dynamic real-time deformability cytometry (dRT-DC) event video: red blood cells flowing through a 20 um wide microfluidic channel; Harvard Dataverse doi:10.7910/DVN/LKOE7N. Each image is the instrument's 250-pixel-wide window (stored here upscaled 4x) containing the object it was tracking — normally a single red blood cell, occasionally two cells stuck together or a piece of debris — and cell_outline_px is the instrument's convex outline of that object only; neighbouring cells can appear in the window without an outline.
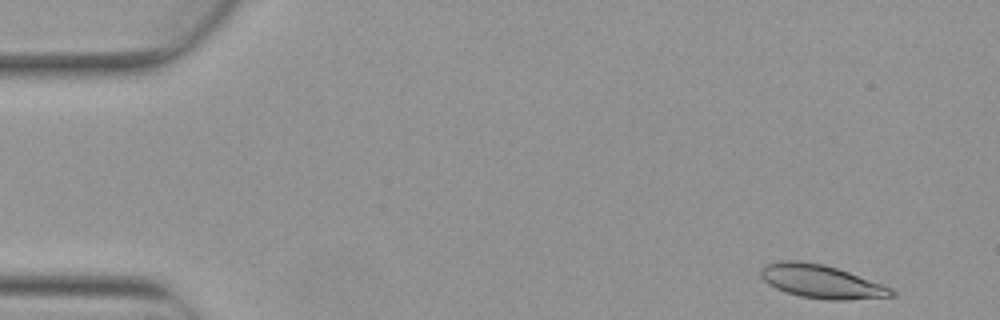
{"species": "Egyptian fruit bat (a non-hibernating species)", "species_latin": "Rousettus aegyptiacus", "temperature_condition": "warm", "stored_images_in_passage": 5, "camera_frame_rate_fps": 3000, "um_per_image_px": 0.085, "animal": {"sex": "female"}, "frame": {"image": 1, "passage_image": 1, "time_ms": 0.0, "image_size_px": [1000, 320], "cell_outline_px": [[896, 296], [844, 300], [824, 300], [800, 296], [784, 292], [768, 284], [760, 276], [760, 268], [764, 264], [780, 260], [800, 260], [824, 264], [848, 272], [892, 288], [896, 292]], "centroid_in_image_um": [69.76, 23.92], "position_along_channel_um": 15.2, "area_um2": 25.61}}
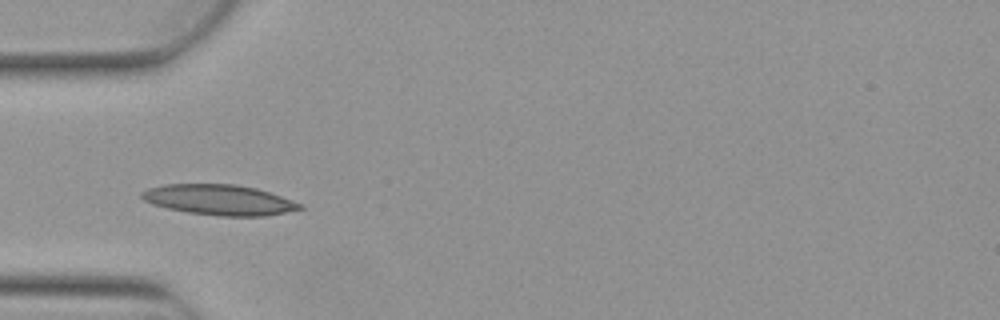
{"frame": {"image": 2, "passage_image": 4, "time_ms": 1.0, "image_size_px": [1000, 320], "cell_outline_px": [[304, 208], [264, 216], [220, 216], [188, 212], [168, 208], [152, 204], [144, 200], [140, 196], [140, 192], [148, 188], [164, 184], [236, 184], [256, 188], [304, 204]], "centroid_in_image_um": [18.61, 16.98], "position_along_channel_um": 66.4, "area_um2": 27.92}}
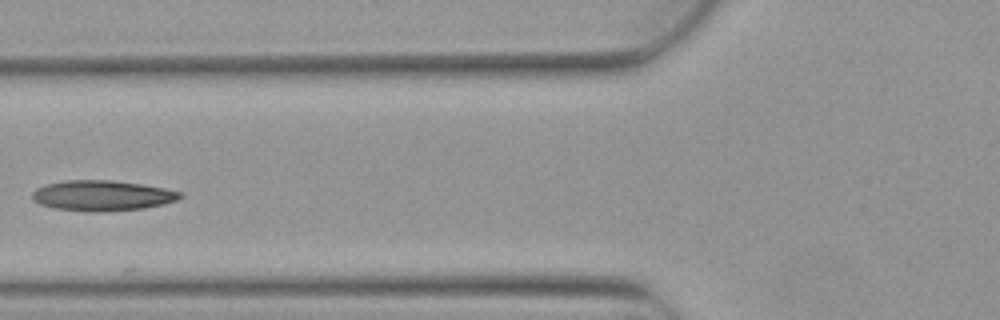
{"frame": {"image": 3, "passage_image": 5, "time_ms": 1.333, "image_size_px": [1000, 320], "cell_outline_px": [[184, 196], [176, 200], [144, 208], [100, 212], [92, 212], [52, 208], [40, 204], [32, 200], [32, 192], [36, 188], [44, 184], [64, 180], [112, 180], [140, 184], [164, 188], [180, 192]], "centroid_in_image_um": [8.62, 16.62], "position_along_channel_um": 117.2, "area_um2": 26.24}}